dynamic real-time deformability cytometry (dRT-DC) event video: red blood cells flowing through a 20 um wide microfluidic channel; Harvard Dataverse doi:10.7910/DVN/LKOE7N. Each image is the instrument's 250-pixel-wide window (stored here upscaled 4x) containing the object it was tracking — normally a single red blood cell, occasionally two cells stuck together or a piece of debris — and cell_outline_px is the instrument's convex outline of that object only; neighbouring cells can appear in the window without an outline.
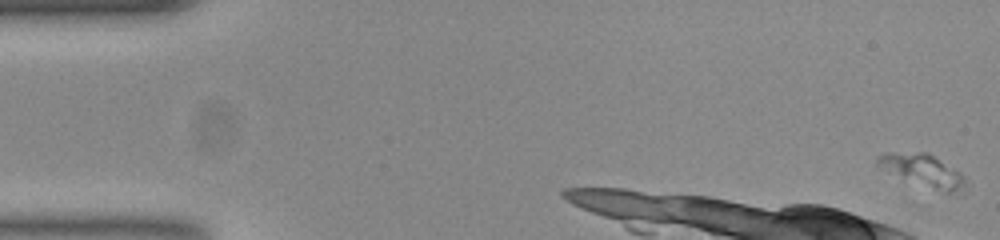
{"species": "common noctule bat (a hibernating species)", "species_latin": "Nyctalus noctula", "temperature_condition": "room temperature", "stored_images_in_passage": 37, "camera_frame_rate_fps": 3000, "um_per_image_px": 0.085, "animal": {"sex": "female", "body_mass_g": 23.0, "forearm_length_mm": 53.4}, "frame": {"image": 1, "passage_image": 1, "time_ms": 0.0, "image_size_px": [1000, 240], "cell_outline_px": [[964, 192], [944, 192], [904, 176], [876, 164], [876, 160], [880, 156], [888, 152], [928, 152], [960, 172]], "centroid_in_image_um": [78.49, 14.44], "position_along_channel_um": 6.5, "area_um2": 15.2}}